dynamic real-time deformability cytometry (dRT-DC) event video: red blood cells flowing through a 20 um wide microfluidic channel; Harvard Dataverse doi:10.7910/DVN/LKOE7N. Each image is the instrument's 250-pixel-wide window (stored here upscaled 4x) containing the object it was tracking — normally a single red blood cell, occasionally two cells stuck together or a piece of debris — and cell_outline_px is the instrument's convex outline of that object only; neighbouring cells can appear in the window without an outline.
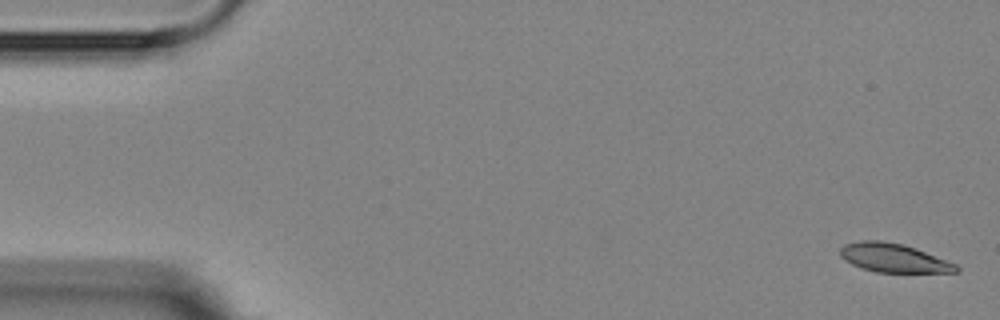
{"species": "Egyptian fruit bat (a non-hibernating species)", "species_latin": "Rousettus aegyptiacus", "temperature_condition": "room temperature", "stored_images_in_passage": 6, "segment_of_instrument_passage": [1, 2], "camera_frame_rate_fps": 3000, "um_per_image_px": 0.085, "animal": {"sex": "female"}, "frame": {"image": 1, "passage_image": 1, "time_ms": 0.0, "image_size_px": [1000, 320], "cell_outline_px": [[960, 272], [876, 272], [852, 264], [844, 260], [840, 256], [840, 248], [844, 244], [860, 240], [880, 240], [904, 244], [916, 248], [956, 264], [960, 268]], "centroid_in_image_um": [75.95, 21.91], "position_along_channel_um": 9.1, "area_um2": 19.42}}
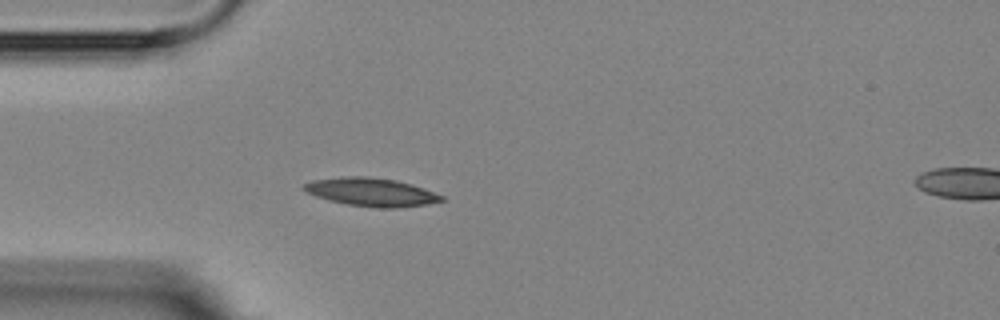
{"frame": {"image": 2, "passage_image": 5, "time_ms": 4.667, "image_size_px": [1000, 320], "cell_outline_px": [[444, 200], [424, 204], [396, 208], [380, 208], [348, 204], [328, 200], [316, 196], [300, 188], [304, 184], [312, 180], [340, 176], [368, 176], [396, 180], [412, 184], [424, 188], [444, 196]], "centroid_in_image_um": [31.53, 16.31], "position_along_channel_um": 53.5, "area_um2": 22.66}}